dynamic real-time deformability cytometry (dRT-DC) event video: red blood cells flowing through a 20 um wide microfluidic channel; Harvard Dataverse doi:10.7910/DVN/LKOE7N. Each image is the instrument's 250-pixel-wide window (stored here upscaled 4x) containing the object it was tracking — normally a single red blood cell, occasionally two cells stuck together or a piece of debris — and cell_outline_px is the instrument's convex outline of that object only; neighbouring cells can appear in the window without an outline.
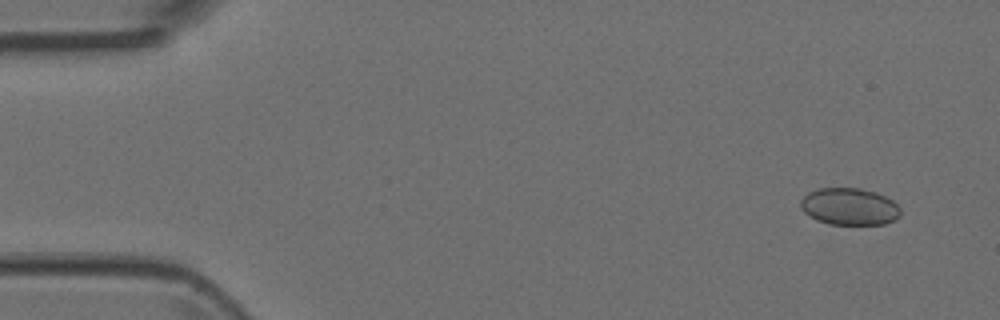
{"species": "Egyptian fruit bat (a non-hibernating species)", "species_latin": "Rousettus aegyptiacus", "temperature_condition": "room temperature", "stored_images_in_passage": 7, "camera_frame_rate_fps": 3000, "um_per_image_px": 0.085, "animal": {"sex": "female"}, "frame": {"image": 1, "passage_image": 1, "time_ms": 0.0, "image_size_px": [1000, 320], "cell_outline_px": [[900, 216], [896, 220], [884, 224], [828, 224], [816, 220], [804, 212], [800, 208], [800, 200], [808, 192], [816, 188], [860, 188], [876, 192], [892, 200], [900, 208]], "centroid_in_image_um": [72.18, 17.56], "position_along_channel_um": 12.8, "area_um2": 21.73}}
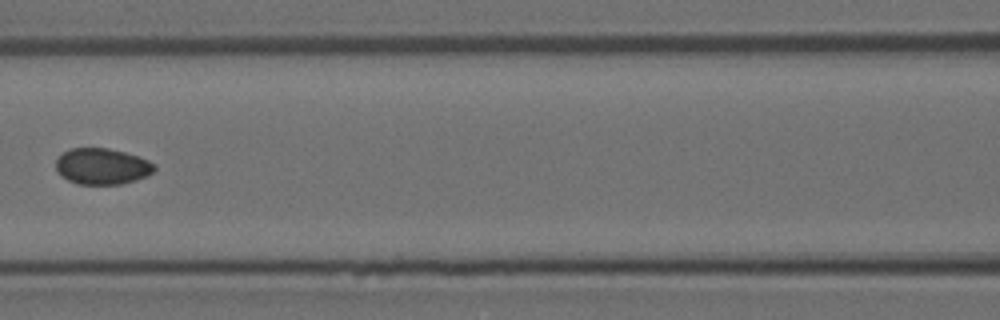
{"frame": {"image": 2, "passage_image": 6, "time_ms": 1.667, "image_size_px": [1000, 320], "cell_outline_px": [[156, 168], [148, 176], [136, 180], [120, 184], [76, 184], [60, 176], [56, 168], [56, 160], [64, 152], [72, 148], [108, 148], [124, 152], [148, 160], [156, 164]], "centroid_in_image_um": [8.68, 14.15], "position_along_channel_um": 157.9, "area_um2": 20.75}}
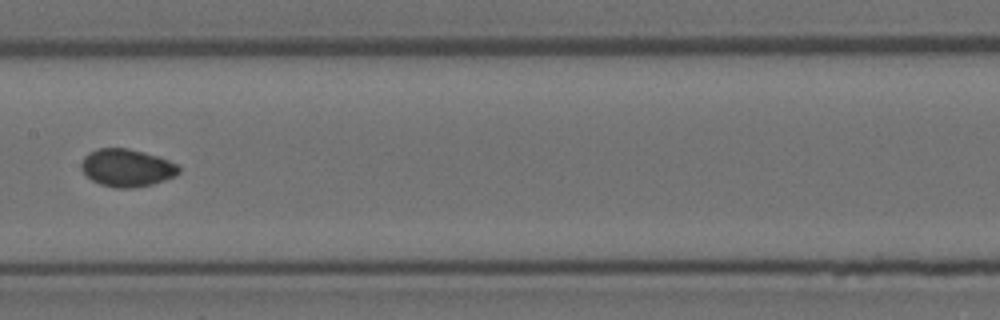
{"frame": {"image": 3, "passage_image": 7, "time_ms": 2.0, "image_size_px": [1000, 320], "cell_outline_px": [[180, 172], [176, 176], [152, 184], [132, 188], [116, 188], [100, 184], [92, 180], [80, 168], [80, 164], [84, 156], [88, 152], [96, 148], [128, 148], [144, 152], [156, 156], [176, 164], [180, 168]], "centroid_in_image_um": [10.75, 14.26], "position_along_channel_um": 196.6, "area_um2": 21.39}}